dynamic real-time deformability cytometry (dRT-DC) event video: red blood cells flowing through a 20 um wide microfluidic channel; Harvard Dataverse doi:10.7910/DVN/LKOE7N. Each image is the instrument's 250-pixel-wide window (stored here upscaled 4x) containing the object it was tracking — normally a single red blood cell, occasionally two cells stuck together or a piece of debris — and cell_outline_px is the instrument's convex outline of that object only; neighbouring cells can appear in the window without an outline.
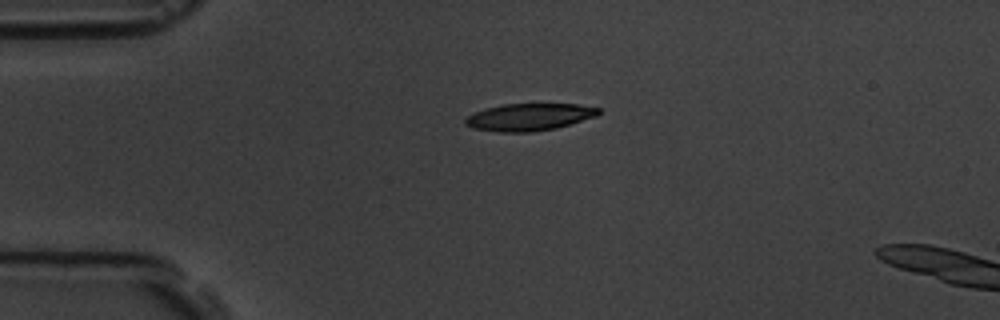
{"species": "common noctule bat (a hibernating species)", "species_latin": "Nyctalus noctula", "temperature_condition": "room temperature", "stored_images_in_passage": 45, "camera_frame_rate_fps": 3000, "um_per_image_px": 0.085, "animal": {"sex": "male", "body_mass_g": 19.5, "forearm_length_mm": 54.6}, "frame": {"image": 1, "passage_image": 1, "time_ms": 0.0, "image_size_px": [1000, 320], "cell_outline_px": [[600, 112], [596, 116], [556, 128], [532, 132], [496, 132], [472, 128], [464, 124], [464, 120], [468, 116], [476, 112], [488, 108], [504, 104], [580, 104], [600, 108]], "centroid_in_image_um": [44.98, 9.95], "position_along_channel_um": 40.0, "area_um2": 21.04}}
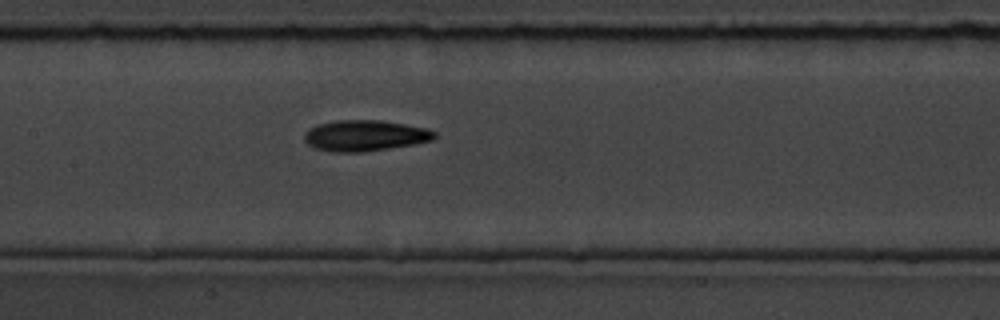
{"frame": {"image": 2, "passage_image": 15, "time_ms": 4.667, "image_size_px": [1000, 320], "cell_outline_px": [[436, 136], [432, 140], [416, 144], [360, 152], [332, 152], [316, 148], [308, 144], [304, 140], [304, 132], [308, 128], [316, 124], [336, 120], [380, 120], [428, 128], [436, 132]], "centroid_in_image_um": [31.0, 11.52], "position_along_channel_um": 176.4, "area_um2": 23.58}}
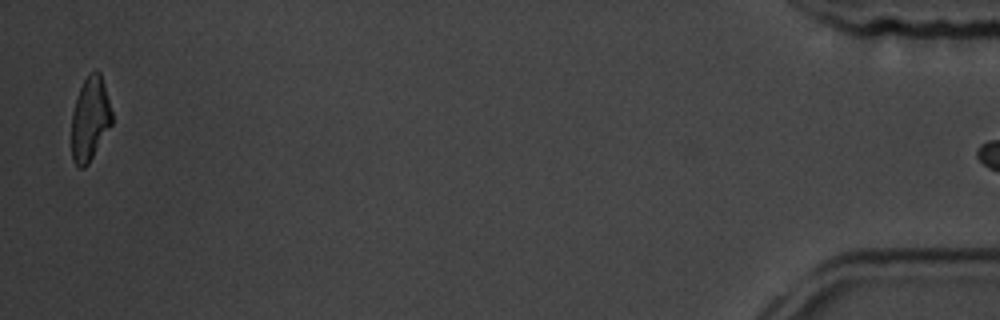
{"frame": {"image": 3, "passage_image": 44, "time_ms": 14.333, "image_size_px": [1000, 320], "cell_outline_px": [[112, 124], [88, 164], [84, 168], [80, 168], [72, 160], [72, 112], [80, 88], [88, 72], [96, 68], [100, 72], [104, 84], [112, 112]], "centroid_in_image_um": [7.66, 10.08], "position_along_channel_um": 427.5, "area_um2": 19.71}}